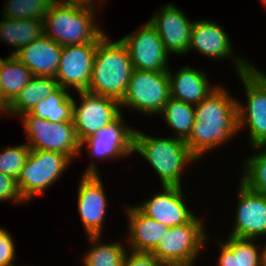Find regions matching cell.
Instances as JSON below:
<instances>
[{
	"instance_id": "cell-28",
	"label": "cell",
	"mask_w": 266,
	"mask_h": 266,
	"mask_svg": "<svg viewBox=\"0 0 266 266\" xmlns=\"http://www.w3.org/2000/svg\"><path fill=\"white\" fill-rule=\"evenodd\" d=\"M251 150L254 154L242 160L238 179L249 189L266 195V145Z\"/></svg>"
},
{
	"instance_id": "cell-6",
	"label": "cell",
	"mask_w": 266,
	"mask_h": 266,
	"mask_svg": "<svg viewBox=\"0 0 266 266\" xmlns=\"http://www.w3.org/2000/svg\"><path fill=\"white\" fill-rule=\"evenodd\" d=\"M121 114L116 120L99 129L94 135L80 143V153L89 154L90 162L82 174H101L100 161H125L134 155V134L136 128ZM99 161V162H97ZM99 167V168H98Z\"/></svg>"
},
{
	"instance_id": "cell-22",
	"label": "cell",
	"mask_w": 266,
	"mask_h": 266,
	"mask_svg": "<svg viewBox=\"0 0 266 266\" xmlns=\"http://www.w3.org/2000/svg\"><path fill=\"white\" fill-rule=\"evenodd\" d=\"M90 243L88 250L81 256L83 266H123L125 254L128 250L127 243L122 238L105 242L103 235H88Z\"/></svg>"
},
{
	"instance_id": "cell-36",
	"label": "cell",
	"mask_w": 266,
	"mask_h": 266,
	"mask_svg": "<svg viewBox=\"0 0 266 266\" xmlns=\"http://www.w3.org/2000/svg\"><path fill=\"white\" fill-rule=\"evenodd\" d=\"M57 1H60L66 5L88 8L97 12H99L98 9L101 10L102 6H105L104 3L106 2V0H57Z\"/></svg>"
},
{
	"instance_id": "cell-1",
	"label": "cell",
	"mask_w": 266,
	"mask_h": 266,
	"mask_svg": "<svg viewBox=\"0 0 266 266\" xmlns=\"http://www.w3.org/2000/svg\"><path fill=\"white\" fill-rule=\"evenodd\" d=\"M236 96L224 83H220L212 93L195 105V121L185 142L200 162L208 153L211 154L239 137V98Z\"/></svg>"
},
{
	"instance_id": "cell-5",
	"label": "cell",
	"mask_w": 266,
	"mask_h": 266,
	"mask_svg": "<svg viewBox=\"0 0 266 266\" xmlns=\"http://www.w3.org/2000/svg\"><path fill=\"white\" fill-rule=\"evenodd\" d=\"M202 215L196 212L187 223L170 227L151 253L166 266H196L210 238Z\"/></svg>"
},
{
	"instance_id": "cell-14",
	"label": "cell",
	"mask_w": 266,
	"mask_h": 266,
	"mask_svg": "<svg viewBox=\"0 0 266 266\" xmlns=\"http://www.w3.org/2000/svg\"><path fill=\"white\" fill-rule=\"evenodd\" d=\"M101 174H81L77 187V211L85 235H103L109 200Z\"/></svg>"
},
{
	"instance_id": "cell-31",
	"label": "cell",
	"mask_w": 266,
	"mask_h": 266,
	"mask_svg": "<svg viewBox=\"0 0 266 266\" xmlns=\"http://www.w3.org/2000/svg\"><path fill=\"white\" fill-rule=\"evenodd\" d=\"M31 149L24 142L23 144L9 145L0 149V172L14 179H18L19 174Z\"/></svg>"
},
{
	"instance_id": "cell-23",
	"label": "cell",
	"mask_w": 266,
	"mask_h": 266,
	"mask_svg": "<svg viewBox=\"0 0 266 266\" xmlns=\"http://www.w3.org/2000/svg\"><path fill=\"white\" fill-rule=\"evenodd\" d=\"M0 41L10 46L14 55L20 49L44 34L43 21L1 17Z\"/></svg>"
},
{
	"instance_id": "cell-27",
	"label": "cell",
	"mask_w": 266,
	"mask_h": 266,
	"mask_svg": "<svg viewBox=\"0 0 266 266\" xmlns=\"http://www.w3.org/2000/svg\"><path fill=\"white\" fill-rule=\"evenodd\" d=\"M74 95L59 86L46 99L38 102L30 113L50 122H73Z\"/></svg>"
},
{
	"instance_id": "cell-33",
	"label": "cell",
	"mask_w": 266,
	"mask_h": 266,
	"mask_svg": "<svg viewBox=\"0 0 266 266\" xmlns=\"http://www.w3.org/2000/svg\"><path fill=\"white\" fill-rule=\"evenodd\" d=\"M11 201L16 205L28 204L22 197L17 179L0 172V203Z\"/></svg>"
},
{
	"instance_id": "cell-13",
	"label": "cell",
	"mask_w": 266,
	"mask_h": 266,
	"mask_svg": "<svg viewBox=\"0 0 266 266\" xmlns=\"http://www.w3.org/2000/svg\"><path fill=\"white\" fill-rule=\"evenodd\" d=\"M236 209L227 236L239 239H266V195L249 189L238 179Z\"/></svg>"
},
{
	"instance_id": "cell-8",
	"label": "cell",
	"mask_w": 266,
	"mask_h": 266,
	"mask_svg": "<svg viewBox=\"0 0 266 266\" xmlns=\"http://www.w3.org/2000/svg\"><path fill=\"white\" fill-rule=\"evenodd\" d=\"M72 163L62 153L31 149L17 179L23 199L29 204L34 198L44 196V192L64 177Z\"/></svg>"
},
{
	"instance_id": "cell-19",
	"label": "cell",
	"mask_w": 266,
	"mask_h": 266,
	"mask_svg": "<svg viewBox=\"0 0 266 266\" xmlns=\"http://www.w3.org/2000/svg\"><path fill=\"white\" fill-rule=\"evenodd\" d=\"M127 217L125 239L128 250L151 253L168 233L169 226L145 215L135 204H124Z\"/></svg>"
},
{
	"instance_id": "cell-15",
	"label": "cell",
	"mask_w": 266,
	"mask_h": 266,
	"mask_svg": "<svg viewBox=\"0 0 266 266\" xmlns=\"http://www.w3.org/2000/svg\"><path fill=\"white\" fill-rule=\"evenodd\" d=\"M132 32V33H131ZM120 39L127 47L133 68L148 71H168L171 55L156 30L145 21Z\"/></svg>"
},
{
	"instance_id": "cell-32",
	"label": "cell",
	"mask_w": 266,
	"mask_h": 266,
	"mask_svg": "<svg viewBox=\"0 0 266 266\" xmlns=\"http://www.w3.org/2000/svg\"><path fill=\"white\" fill-rule=\"evenodd\" d=\"M13 234L5 227H0V266H17V247Z\"/></svg>"
},
{
	"instance_id": "cell-25",
	"label": "cell",
	"mask_w": 266,
	"mask_h": 266,
	"mask_svg": "<svg viewBox=\"0 0 266 266\" xmlns=\"http://www.w3.org/2000/svg\"><path fill=\"white\" fill-rule=\"evenodd\" d=\"M33 77L31 70L14 55L0 57V94L8 105Z\"/></svg>"
},
{
	"instance_id": "cell-37",
	"label": "cell",
	"mask_w": 266,
	"mask_h": 266,
	"mask_svg": "<svg viewBox=\"0 0 266 266\" xmlns=\"http://www.w3.org/2000/svg\"><path fill=\"white\" fill-rule=\"evenodd\" d=\"M8 110V104L3 100L1 94H0V118H6V112ZM4 115V116H3Z\"/></svg>"
},
{
	"instance_id": "cell-10",
	"label": "cell",
	"mask_w": 266,
	"mask_h": 266,
	"mask_svg": "<svg viewBox=\"0 0 266 266\" xmlns=\"http://www.w3.org/2000/svg\"><path fill=\"white\" fill-rule=\"evenodd\" d=\"M26 134V144L30 149L59 152L73 163L79 157L80 143L74 122H50L26 112L18 117ZM75 160V161H74Z\"/></svg>"
},
{
	"instance_id": "cell-3",
	"label": "cell",
	"mask_w": 266,
	"mask_h": 266,
	"mask_svg": "<svg viewBox=\"0 0 266 266\" xmlns=\"http://www.w3.org/2000/svg\"><path fill=\"white\" fill-rule=\"evenodd\" d=\"M127 47L121 39H112L107 32L97 42L93 70L87 92L118 100L125 95L133 72Z\"/></svg>"
},
{
	"instance_id": "cell-16",
	"label": "cell",
	"mask_w": 266,
	"mask_h": 266,
	"mask_svg": "<svg viewBox=\"0 0 266 266\" xmlns=\"http://www.w3.org/2000/svg\"><path fill=\"white\" fill-rule=\"evenodd\" d=\"M147 20L161 38L167 52L172 56H186L194 20L173 2L159 5Z\"/></svg>"
},
{
	"instance_id": "cell-21",
	"label": "cell",
	"mask_w": 266,
	"mask_h": 266,
	"mask_svg": "<svg viewBox=\"0 0 266 266\" xmlns=\"http://www.w3.org/2000/svg\"><path fill=\"white\" fill-rule=\"evenodd\" d=\"M62 46L43 34L14 56L25 64L34 77L55 78L59 68Z\"/></svg>"
},
{
	"instance_id": "cell-35",
	"label": "cell",
	"mask_w": 266,
	"mask_h": 266,
	"mask_svg": "<svg viewBox=\"0 0 266 266\" xmlns=\"http://www.w3.org/2000/svg\"><path fill=\"white\" fill-rule=\"evenodd\" d=\"M213 241L219 249L218 258L215 262V266H240L239 253H233V251L219 238L214 237Z\"/></svg>"
},
{
	"instance_id": "cell-4",
	"label": "cell",
	"mask_w": 266,
	"mask_h": 266,
	"mask_svg": "<svg viewBox=\"0 0 266 266\" xmlns=\"http://www.w3.org/2000/svg\"><path fill=\"white\" fill-rule=\"evenodd\" d=\"M98 13L56 0L43 19L44 34L62 47L97 43L106 33L99 25Z\"/></svg>"
},
{
	"instance_id": "cell-29",
	"label": "cell",
	"mask_w": 266,
	"mask_h": 266,
	"mask_svg": "<svg viewBox=\"0 0 266 266\" xmlns=\"http://www.w3.org/2000/svg\"><path fill=\"white\" fill-rule=\"evenodd\" d=\"M56 0H7L3 4L1 16L13 19L43 21Z\"/></svg>"
},
{
	"instance_id": "cell-17",
	"label": "cell",
	"mask_w": 266,
	"mask_h": 266,
	"mask_svg": "<svg viewBox=\"0 0 266 266\" xmlns=\"http://www.w3.org/2000/svg\"><path fill=\"white\" fill-rule=\"evenodd\" d=\"M185 187L161 186L135 205L148 217L169 227L187 223L196 213L184 195Z\"/></svg>"
},
{
	"instance_id": "cell-9",
	"label": "cell",
	"mask_w": 266,
	"mask_h": 266,
	"mask_svg": "<svg viewBox=\"0 0 266 266\" xmlns=\"http://www.w3.org/2000/svg\"><path fill=\"white\" fill-rule=\"evenodd\" d=\"M169 98L170 80L167 71L134 69L120 104L122 112L124 109H133L139 115L157 118Z\"/></svg>"
},
{
	"instance_id": "cell-34",
	"label": "cell",
	"mask_w": 266,
	"mask_h": 266,
	"mask_svg": "<svg viewBox=\"0 0 266 266\" xmlns=\"http://www.w3.org/2000/svg\"><path fill=\"white\" fill-rule=\"evenodd\" d=\"M123 266H166L152 253L134 252L127 250L123 261Z\"/></svg>"
},
{
	"instance_id": "cell-20",
	"label": "cell",
	"mask_w": 266,
	"mask_h": 266,
	"mask_svg": "<svg viewBox=\"0 0 266 266\" xmlns=\"http://www.w3.org/2000/svg\"><path fill=\"white\" fill-rule=\"evenodd\" d=\"M167 73L170 80V97L194 106L220 85L212 84L207 71L202 67L199 69L189 64L183 65L179 70L170 67Z\"/></svg>"
},
{
	"instance_id": "cell-38",
	"label": "cell",
	"mask_w": 266,
	"mask_h": 266,
	"mask_svg": "<svg viewBox=\"0 0 266 266\" xmlns=\"http://www.w3.org/2000/svg\"><path fill=\"white\" fill-rule=\"evenodd\" d=\"M263 242H262L263 266H266V239Z\"/></svg>"
},
{
	"instance_id": "cell-11",
	"label": "cell",
	"mask_w": 266,
	"mask_h": 266,
	"mask_svg": "<svg viewBox=\"0 0 266 266\" xmlns=\"http://www.w3.org/2000/svg\"><path fill=\"white\" fill-rule=\"evenodd\" d=\"M228 31L218 22L209 19H194L191 28L190 43L187 51L196 53L214 61L231 60L236 74L247 71L254 63L250 59L235 53ZM225 59V60H223Z\"/></svg>"
},
{
	"instance_id": "cell-24",
	"label": "cell",
	"mask_w": 266,
	"mask_h": 266,
	"mask_svg": "<svg viewBox=\"0 0 266 266\" xmlns=\"http://www.w3.org/2000/svg\"><path fill=\"white\" fill-rule=\"evenodd\" d=\"M58 87L55 78L33 77L8 105L6 115L11 118H18L22 114L30 112L38 102L46 99Z\"/></svg>"
},
{
	"instance_id": "cell-18",
	"label": "cell",
	"mask_w": 266,
	"mask_h": 266,
	"mask_svg": "<svg viewBox=\"0 0 266 266\" xmlns=\"http://www.w3.org/2000/svg\"><path fill=\"white\" fill-rule=\"evenodd\" d=\"M97 43L63 46L56 81L72 93L88 91Z\"/></svg>"
},
{
	"instance_id": "cell-7",
	"label": "cell",
	"mask_w": 266,
	"mask_h": 266,
	"mask_svg": "<svg viewBox=\"0 0 266 266\" xmlns=\"http://www.w3.org/2000/svg\"><path fill=\"white\" fill-rule=\"evenodd\" d=\"M255 65L237 74L246 96L237 100L239 133L246 129L249 148L266 145V71Z\"/></svg>"
},
{
	"instance_id": "cell-39",
	"label": "cell",
	"mask_w": 266,
	"mask_h": 266,
	"mask_svg": "<svg viewBox=\"0 0 266 266\" xmlns=\"http://www.w3.org/2000/svg\"><path fill=\"white\" fill-rule=\"evenodd\" d=\"M260 3L263 5V7L265 6L266 7V0H259Z\"/></svg>"
},
{
	"instance_id": "cell-2",
	"label": "cell",
	"mask_w": 266,
	"mask_h": 266,
	"mask_svg": "<svg viewBox=\"0 0 266 266\" xmlns=\"http://www.w3.org/2000/svg\"><path fill=\"white\" fill-rule=\"evenodd\" d=\"M134 154L144 158L158 177L160 186L183 187L182 179L190 165L201 163L185 141L174 137L148 135L140 129L134 134Z\"/></svg>"
},
{
	"instance_id": "cell-12",
	"label": "cell",
	"mask_w": 266,
	"mask_h": 266,
	"mask_svg": "<svg viewBox=\"0 0 266 266\" xmlns=\"http://www.w3.org/2000/svg\"><path fill=\"white\" fill-rule=\"evenodd\" d=\"M73 122L79 143L116 120L123 112L118 100L87 91L75 92ZM76 98V99H75ZM79 98V99H77Z\"/></svg>"
},
{
	"instance_id": "cell-30",
	"label": "cell",
	"mask_w": 266,
	"mask_h": 266,
	"mask_svg": "<svg viewBox=\"0 0 266 266\" xmlns=\"http://www.w3.org/2000/svg\"><path fill=\"white\" fill-rule=\"evenodd\" d=\"M222 240L233 253H239L240 266H263L261 240L239 239L226 236Z\"/></svg>"
},
{
	"instance_id": "cell-26",
	"label": "cell",
	"mask_w": 266,
	"mask_h": 266,
	"mask_svg": "<svg viewBox=\"0 0 266 266\" xmlns=\"http://www.w3.org/2000/svg\"><path fill=\"white\" fill-rule=\"evenodd\" d=\"M158 117L170 129V136L186 141L195 121V106L170 97Z\"/></svg>"
}]
</instances>
